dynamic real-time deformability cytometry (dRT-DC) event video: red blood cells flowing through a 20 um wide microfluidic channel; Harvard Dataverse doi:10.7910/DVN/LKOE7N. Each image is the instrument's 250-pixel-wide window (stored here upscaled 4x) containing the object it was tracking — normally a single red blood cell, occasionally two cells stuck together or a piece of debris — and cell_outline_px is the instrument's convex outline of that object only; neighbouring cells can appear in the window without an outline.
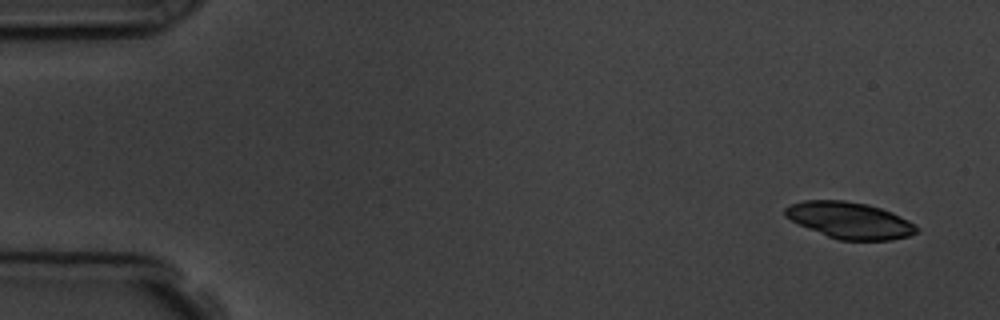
{"species": "common noctule bat (a hibernating species)", "species_latin": "Nyctalus noctula", "temperature_condition": "room temperature", "stored_images_in_passage": 6, "camera_frame_rate_fps": 3000, "um_per_image_px": 0.085, "animal": {"sex": "male", "body_mass_g": 19.5, "forearm_length_mm": 54.6}, "frame": {"image": 1, "passage_image": 1, "time_ms": 0.0, "image_size_px": [1000, 320], "cell_outline_px": [[920, 232], [908, 236], [892, 240], [840, 240], [828, 236], [808, 228], [784, 216], [784, 208], [792, 204], [804, 200], [844, 200], [868, 204], [892, 212], [916, 224], [920, 228]], "centroid_in_image_um": [72.27, 18.72], "position_along_channel_um": 12.7, "area_um2": 27.98}}